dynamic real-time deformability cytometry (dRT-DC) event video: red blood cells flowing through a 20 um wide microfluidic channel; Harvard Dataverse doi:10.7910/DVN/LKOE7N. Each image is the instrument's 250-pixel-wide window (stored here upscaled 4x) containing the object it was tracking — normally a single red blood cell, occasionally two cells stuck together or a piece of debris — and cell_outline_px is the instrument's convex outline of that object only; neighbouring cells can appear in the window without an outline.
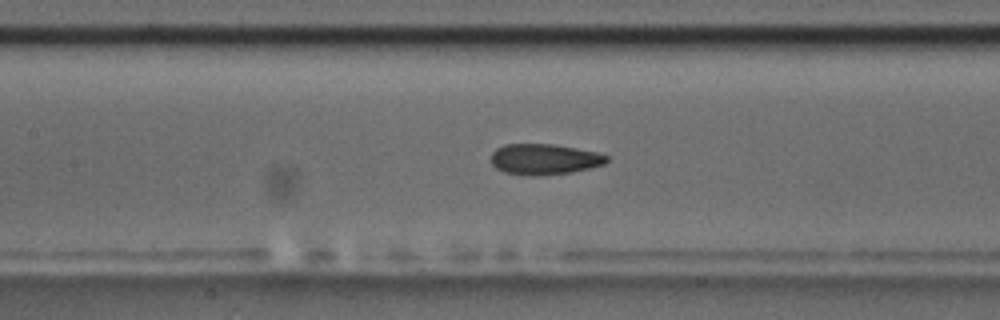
{"species": "common noctule bat (a hibernating species)", "species_latin": "Nyctalus noctula", "temperature_condition": "room temperature", "stored_images_in_passage": 50, "camera_frame_rate_fps": 3000, "um_per_image_px": 0.085, "animal": {"sex": "male", "body_mass_g": 17.5, "forearm_length_mm": 52.3}, "frame": {"image": 1, "passage_image": 25, "time_ms": 8.0, "image_size_px": [1000, 320], "cell_outline_px": [[608, 160], [604, 164], [588, 168], [568, 172], [540, 176], [532, 176], [504, 172], [496, 168], [492, 164], [492, 152], [496, 148], [504, 144], [552, 144], [576, 148], [596, 152], [608, 156]], "centroid_in_image_um": [46.23, 13.53], "position_along_channel_um": 161.2, "area_um2": 20.58}}
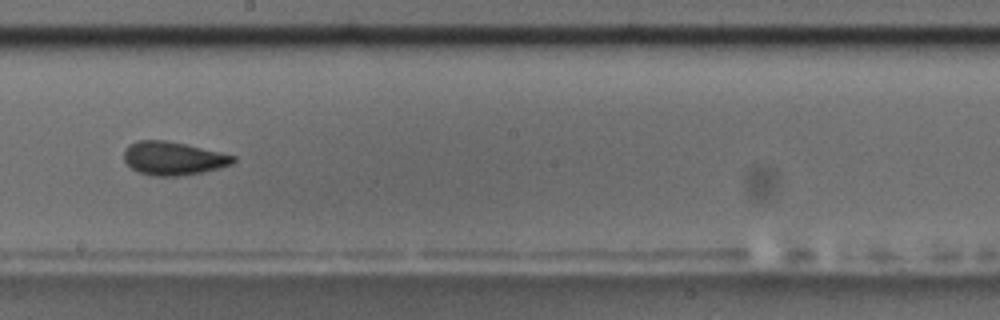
{"frame": {"image": 2, "passage_image": 31, "time_ms": 10.0, "image_size_px": [1000, 320], "cell_outline_px": [[236, 160], [232, 164], [200, 172], [176, 176], [156, 176], [140, 172], [132, 168], [124, 160], [124, 148], [128, 144], [136, 140], [164, 140], [184, 144], [220, 152], [236, 156]], "centroid_in_image_um": [14.68, 13.44], "position_along_channel_um": 233.5, "area_um2": 20.98}}
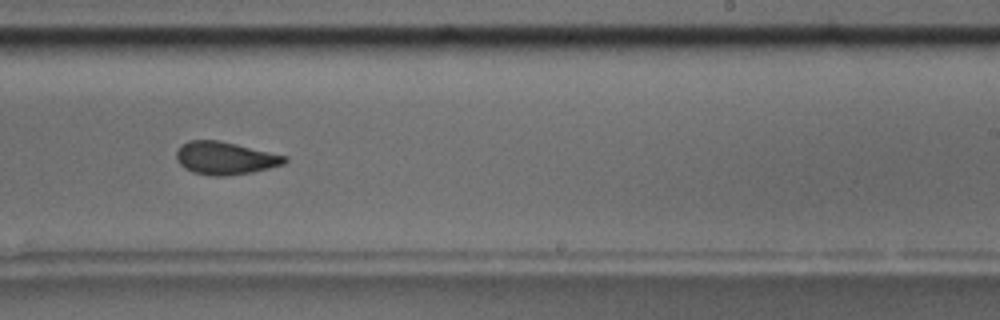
{"frame": {"image": 3, "passage_image": 34, "time_ms": 11.0, "image_size_px": [1000, 320], "cell_outline_px": [[288, 160], [284, 164], [252, 172], [224, 176], [212, 176], [192, 172], [184, 168], [176, 160], [176, 152], [180, 144], [188, 140], [220, 140], [288, 156]], "centroid_in_image_um": [19.11, 13.43], "position_along_channel_um": 269.9, "area_um2": 20.87}}